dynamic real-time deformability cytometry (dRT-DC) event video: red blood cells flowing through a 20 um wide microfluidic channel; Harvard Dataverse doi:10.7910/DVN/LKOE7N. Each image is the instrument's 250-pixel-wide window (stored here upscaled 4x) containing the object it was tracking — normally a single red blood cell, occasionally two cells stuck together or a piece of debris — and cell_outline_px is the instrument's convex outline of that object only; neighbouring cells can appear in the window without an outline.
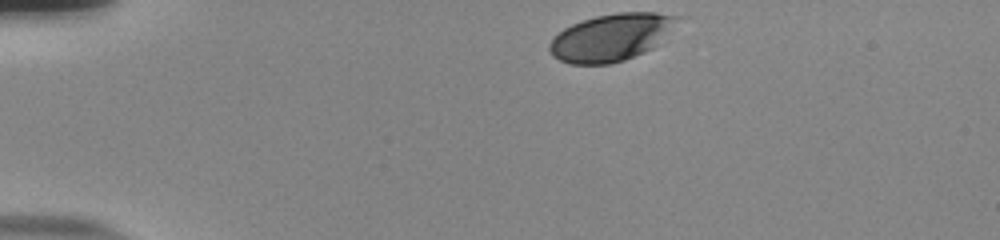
{"species": "human", "species_latin": "Homo sapiens", "temperature_condition": "room temperature", "stored_images_in_passage": 36, "camera_frame_rate_fps": 3000, "um_per_image_px": 0.085, "donor": {"sex": "male"}, "frame": {"image": 1, "passage_image": 1, "time_ms": 0.0, "image_size_px": [1000, 240], "cell_outline_px": [[684, 16], [660, 44], [644, 52], [624, 60], [608, 64], [568, 64], [552, 56], [548, 48], [548, 44], [564, 28], [572, 24], [596, 16], [620, 12], [656, 12]], "centroid_in_image_um": [52.01, 3.16], "position_along_channel_um": 33.0, "area_um2": 35.43}}
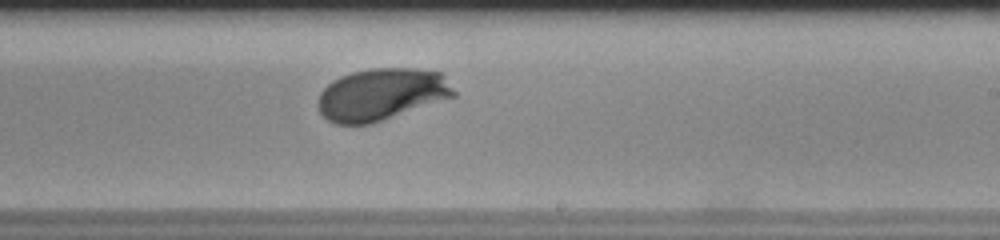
{"frame": {"image": 2, "passage_image": 24, "time_ms": 7.667, "image_size_px": [1000, 240], "cell_outline_px": [[456, 96], [368, 124], [336, 124], [328, 120], [320, 112], [320, 92], [328, 84], [340, 76], [352, 72], [368, 68], [416, 68], [440, 72], [444, 76], [456, 92]], "centroid_in_image_um": [32.44, 8.0], "position_along_channel_um": 256.6, "area_um2": 40.69}}
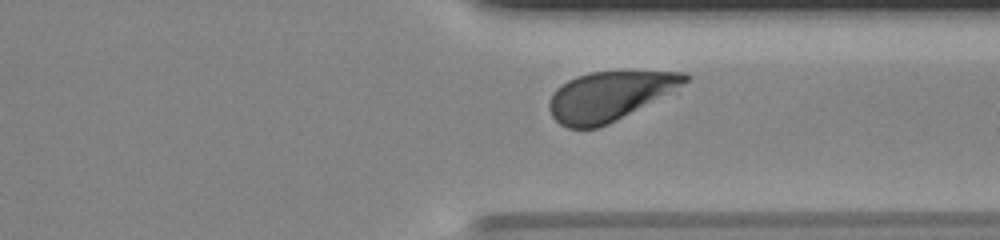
{"frame": {"image": 3, "passage_image": 32, "time_ms": 10.333, "image_size_px": [1000, 240], "cell_outline_px": [[692, 76], [688, 80], [616, 120], [608, 124], [596, 128], [568, 128], [560, 124], [552, 116], [548, 108], [548, 104], [552, 92], [556, 88], [568, 80], [576, 76], [592, 72], [688, 72]], "centroid_in_image_um": [51.69, 8.16], "position_along_channel_um": 359.7, "area_um2": 37.74}, "authors_computed_cell_mechanics": {"area_um2": 40.1999, "velocity_mm_per_s": 3.8325, "shape_relaxation_time_tau1_ms": 2.3879, "shape_relaxation_time_tau2_ms": null, "deformation_change_tau1": 0.1474, "deformation_change_tau2": null}}